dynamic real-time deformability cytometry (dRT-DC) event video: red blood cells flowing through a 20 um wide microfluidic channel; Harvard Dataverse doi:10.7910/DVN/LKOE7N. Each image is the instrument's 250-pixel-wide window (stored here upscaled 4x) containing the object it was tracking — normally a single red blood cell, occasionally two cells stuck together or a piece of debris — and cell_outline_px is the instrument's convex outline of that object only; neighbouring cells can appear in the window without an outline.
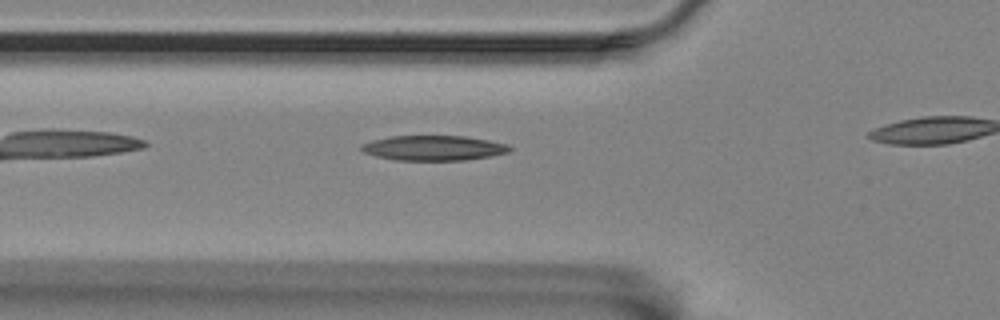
{"species": "Egyptian fruit bat (a non-hibernating species)", "species_latin": "Rousettus aegyptiacus", "temperature_condition": "room temperature", "stored_images_in_passage": 19, "camera_frame_rate_fps": 3000, "um_per_image_px": 0.085, "animal": {"sex": "female"}, "frame": {"image": 1, "passage_image": 3, "time_ms": 0.667, "image_size_px": [1000, 320], "cell_outline_px": [[512, 148], [508, 152], [492, 156], [464, 160], [396, 160], [376, 156], [364, 152], [360, 148], [360, 144], [372, 140], [388, 136], [464, 136], [488, 140], [508, 144]], "centroid_in_image_um": [36.84, 12.57], "position_along_channel_um": 89.0, "area_um2": 21.62}}
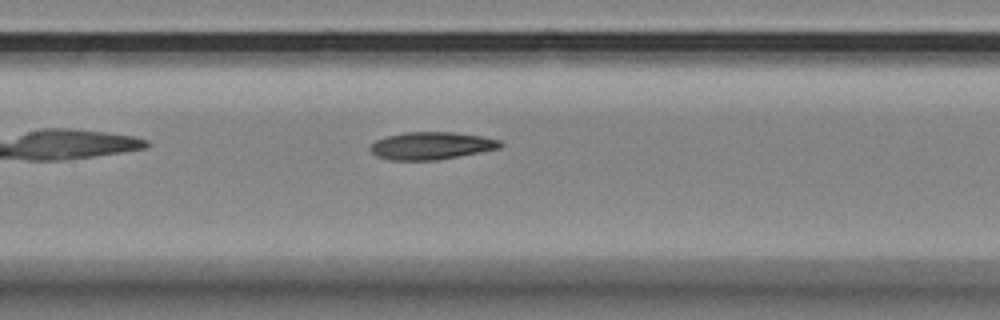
{"frame": {"image": 2, "passage_image": 10, "time_ms": 3.0, "image_size_px": [1000, 320], "cell_outline_px": [[504, 144], [500, 148], [480, 152], [436, 160], [392, 160], [376, 156], [368, 148], [376, 140], [384, 136], [404, 132], [456, 132], [484, 136], [500, 140]], "centroid_in_image_um": [36.67, 12.37], "position_along_channel_um": 170.7, "area_um2": 20.98}}
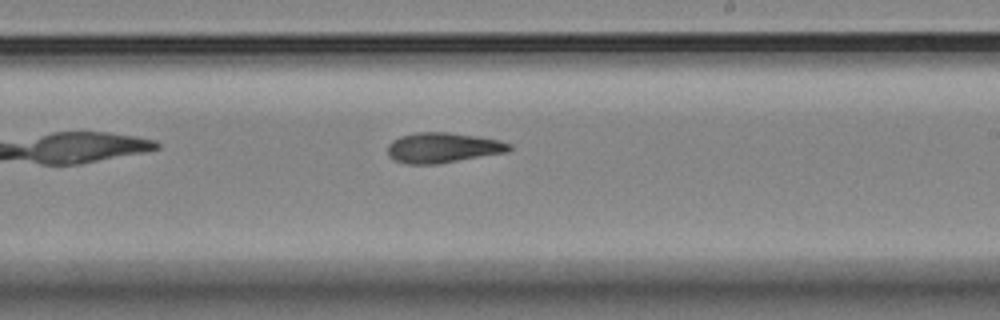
{"frame": {"image": 3, "passage_image": 17, "time_ms": 5.333, "image_size_px": [1000, 320], "cell_outline_px": [[512, 148], [508, 152], [436, 164], [408, 164], [392, 160], [388, 156], [388, 144], [392, 140], [400, 136], [416, 132], [448, 132], [476, 136], [500, 140], [512, 144]], "centroid_in_image_um": [37.63, 12.55], "position_along_channel_um": 251.4, "area_um2": 21.56}}